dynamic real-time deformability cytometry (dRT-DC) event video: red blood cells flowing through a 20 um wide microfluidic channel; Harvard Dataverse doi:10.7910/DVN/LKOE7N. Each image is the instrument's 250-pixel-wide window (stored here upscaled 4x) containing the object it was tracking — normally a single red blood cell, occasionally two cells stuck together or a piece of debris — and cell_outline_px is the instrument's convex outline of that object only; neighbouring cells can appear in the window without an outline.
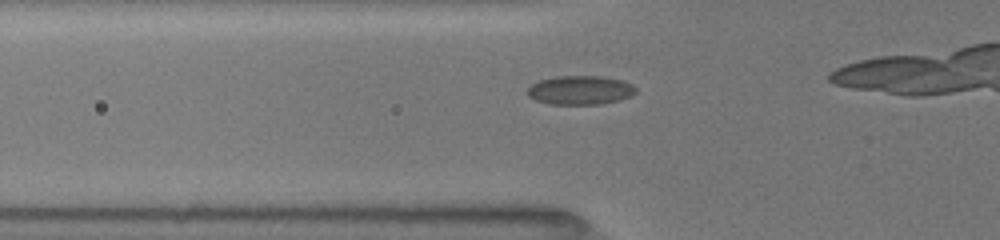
{"species": "common noctule bat (a hibernating species)", "species_latin": "Nyctalus noctula", "temperature_condition": "room temperature", "stored_images_in_passage": 19, "camera_frame_rate_fps": 3000, "um_per_image_px": 0.085, "animal": {"sex": "female", "body_mass_g": 19.5, "forearm_length_mm": 54.1}, "frame": {"image": 1, "passage_image": 11, "time_ms": 3.333, "image_size_px": [1000, 240], "cell_outline_px": [[636, 92], [632, 96], [620, 100], [600, 104], [548, 104], [536, 100], [528, 96], [528, 88], [532, 84], [540, 80], [556, 76], [600, 76], [620, 80], [632, 84], [636, 88]], "centroid_in_image_um": [49.33, 7.67], "position_along_channel_um": 76.5, "area_um2": 18.26}}
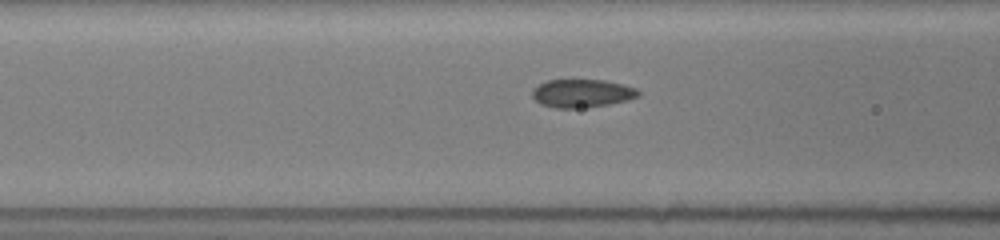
{"frame": {"image": 2, "passage_image": 14, "time_ms": 4.333, "image_size_px": [1000, 240], "cell_outline_px": [[640, 96], [628, 100], [588, 108], [556, 108], [540, 104], [532, 96], [532, 88], [548, 80], [572, 76], [604, 80], [624, 84], [636, 88], [640, 92]], "centroid_in_image_um": [49.46, 7.88], "position_along_channel_um": 117.1, "area_um2": 18.38}}